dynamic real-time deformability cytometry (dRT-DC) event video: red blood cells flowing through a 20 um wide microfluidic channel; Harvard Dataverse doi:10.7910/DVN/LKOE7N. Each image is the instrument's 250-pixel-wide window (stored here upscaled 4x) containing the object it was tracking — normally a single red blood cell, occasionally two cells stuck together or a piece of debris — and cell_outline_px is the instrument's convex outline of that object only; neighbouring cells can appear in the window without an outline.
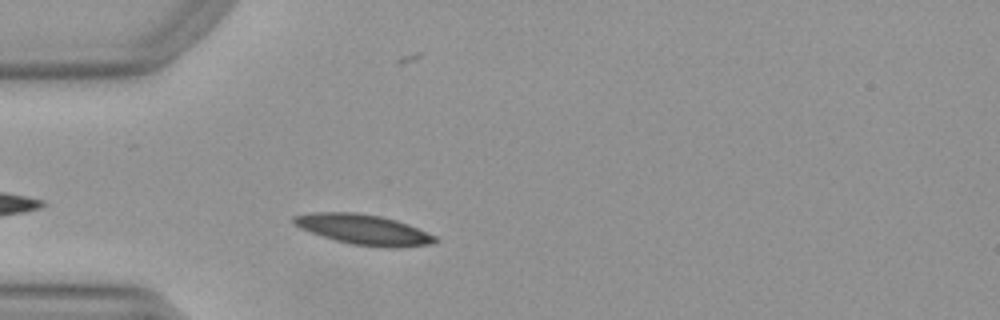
{"species": "Egyptian fruit bat (a non-hibernating species)", "species_latin": "Rousettus aegyptiacus", "temperature_condition": "warm", "stored_images_in_passage": 24, "camera_frame_rate_fps": 3000, "um_per_image_px": 0.085, "animal": {"sex": "female"}, "frame": {"image": 1, "passage_image": 4, "time_ms": 1.0, "image_size_px": [1000, 320], "cell_outline_px": [[440, 240], [432, 244], [396, 248], [384, 248], [352, 244], [336, 240], [300, 228], [292, 224], [292, 216], [312, 212], [356, 212], [380, 216], [396, 220], [408, 224], [436, 236]], "centroid_in_image_um": [30.92, 19.51], "position_along_channel_um": 54.1, "area_um2": 24.97}}
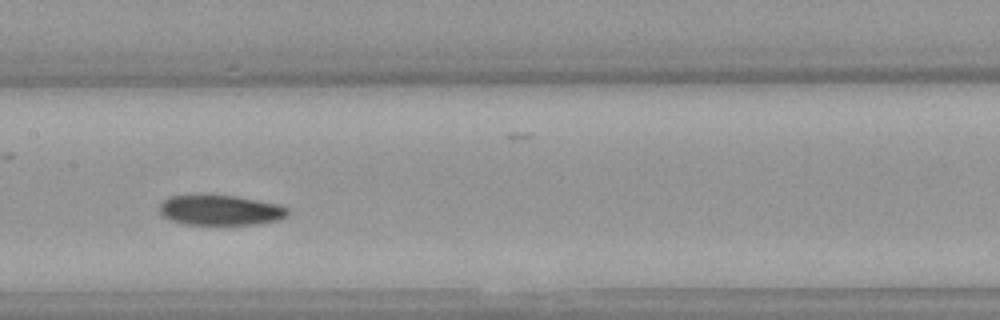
{"frame": {"image": 2, "passage_image": 15, "time_ms": 4.667, "image_size_px": [1000, 320], "cell_outline_px": [[288, 216], [280, 220], [260, 224], [184, 224], [168, 220], [160, 212], [160, 204], [168, 196], [200, 192], [232, 196], [276, 204], [288, 208]], "centroid_in_image_um": [18.67, 17.83], "position_along_channel_um": 188.7, "area_um2": 23.12}}
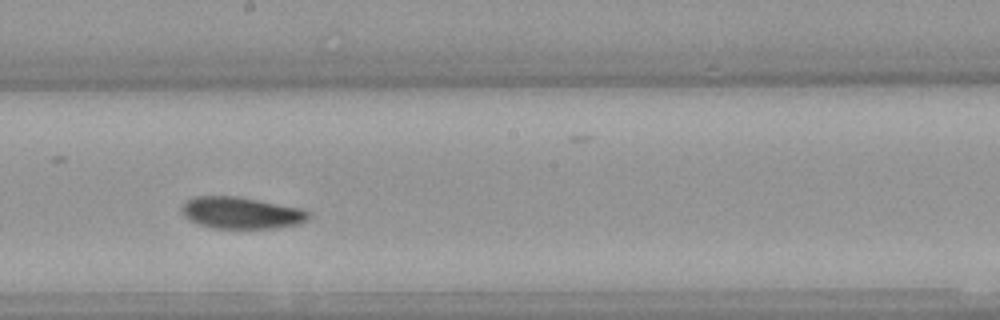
{"frame": {"image": 3, "passage_image": 18, "time_ms": 5.667, "image_size_px": [1000, 320], "cell_outline_px": [[312, 216], [308, 220], [300, 224], [276, 228], [212, 228], [188, 220], [184, 216], [184, 204], [188, 200], [196, 196], [236, 196], [304, 208]], "centroid_in_image_um": [20.59, 18.1], "position_along_channel_um": 227.6, "area_um2": 23.47}}